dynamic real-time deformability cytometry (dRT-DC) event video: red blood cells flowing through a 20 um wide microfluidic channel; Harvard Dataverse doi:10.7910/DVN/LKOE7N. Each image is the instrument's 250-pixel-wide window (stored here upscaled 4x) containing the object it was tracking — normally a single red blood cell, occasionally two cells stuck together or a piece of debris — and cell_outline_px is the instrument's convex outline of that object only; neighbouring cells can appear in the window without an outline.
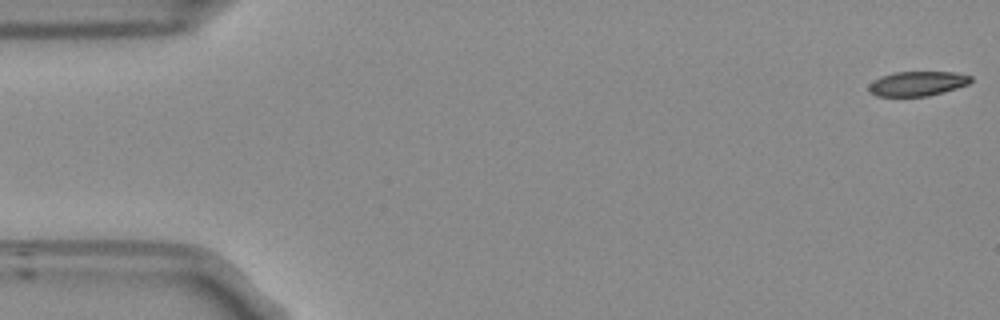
{"species": "Egyptian fruit bat (a non-hibernating species)", "species_latin": "Rousettus aegyptiacus", "temperature_condition": "room temperature", "stored_images_in_passage": 11, "camera_frame_rate_fps": 3000, "um_per_image_px": 0.085, "frame": {"image": 1, "passage_image": 1, "time_ms": 0.0, "image_size_px": [1000, 320], "cell_outline_px": [[972, 80], [968, 84], [944, 92], [928, 96], [876, 96], [868, 92], [868, 84], [880, 76], [896, 72], [956, 72], [972, 76]], "centroid_in_image_um": [77.96, 7.1], "position_along_channel_um": 7.0, "area_um2": 14.74}}